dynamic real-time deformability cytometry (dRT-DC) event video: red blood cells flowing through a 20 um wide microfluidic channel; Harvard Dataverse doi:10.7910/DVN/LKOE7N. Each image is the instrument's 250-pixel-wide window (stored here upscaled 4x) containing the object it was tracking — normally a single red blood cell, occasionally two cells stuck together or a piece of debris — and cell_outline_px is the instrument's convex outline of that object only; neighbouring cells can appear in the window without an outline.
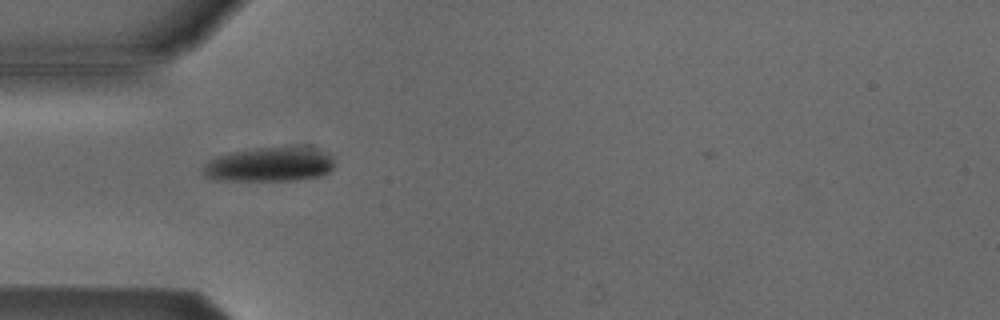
{"species": "Egyptian fruit bat (a non-hibernating species)", "species_latin": "Rousettus aegyptiacus", "temperature_condition": "cold", "stored_images_in_passage": 37, "camera_frame_rate_fps": 3000, "um_per_image_px": 0.085, "animal": {"sex": "male"}, "frame": {"image": 1, "passage_image": 1, "time_ms": 0.0, "image_size_px": [1000, 320], "cell_outline_px": [[332, 168], [328, 172], [320, 176], [296, 180], [216, 180], [200, 176], [204, 164], [208, 160], [216, 156], [232, 152], [256, 148], [292, 144], [296, 144], [316, 148], [328, 152], [332, 156]], "centroid_in_image_um": [22.9, 13.94], "position_along_channel_um": 62.1, "area_um2": 27.22}}
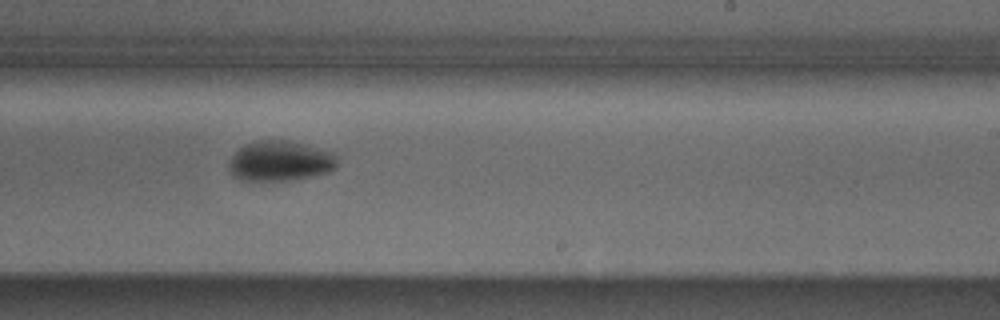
{"frame": {"image": 2, "passage_image": 17, "time_ms": 5.333, "image_size_px": [1000, 320], "cell_outline_px": [[336, 168], [328, 172], [312, 176], [292, 180], [240, 180], [232, 176], [228, 168], [228, 160], [244, 144], [256, 140], [284, 140], [304, 144], [336, 152]], "centroid_in_image_um": [23.8, 13.68], "position_along_channel_um": 265.2, "area_um2": 25.61}}
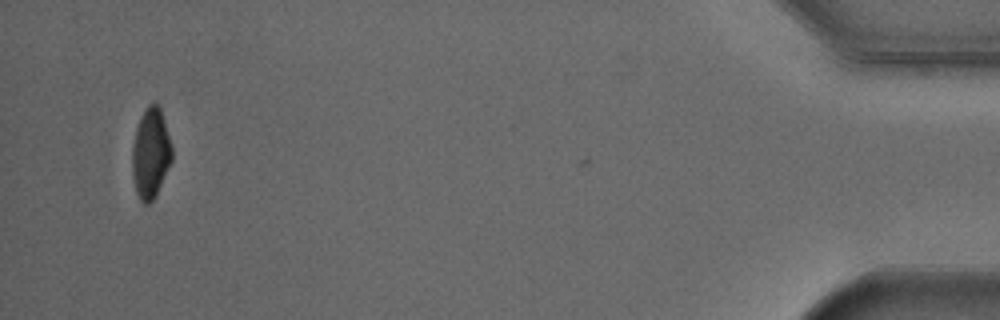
{"frame": {"image": 3, "passage_image": 36, "time_ms": 11.667, "image_size_px": [1000, 320], "cell_outline_px": [[172, 160], [152, 200], [148, 204], [144, 204], [140, 200], [136, 192], [132, 176], [132, 144], [136, 128], [140, 116], [148, 104], [156, 104], [160, 108], [164, 120], [172, 148]], "centroid_in_image_um": [12.78, 13.01], "position_along_channel_um": 422.4, "area_um2": 20.63}, "authors_computed_cell_mechanics": {"area_um2": 24.7962, "velocity_mm_per_s": 3.8479, "shape_relaxation_time_tau1_ms": 2.5461, "shape_relaxation_time_tau2_ms": null, "deformation_change_tau1": 0.1223, "deformation_change_tau2": null}}